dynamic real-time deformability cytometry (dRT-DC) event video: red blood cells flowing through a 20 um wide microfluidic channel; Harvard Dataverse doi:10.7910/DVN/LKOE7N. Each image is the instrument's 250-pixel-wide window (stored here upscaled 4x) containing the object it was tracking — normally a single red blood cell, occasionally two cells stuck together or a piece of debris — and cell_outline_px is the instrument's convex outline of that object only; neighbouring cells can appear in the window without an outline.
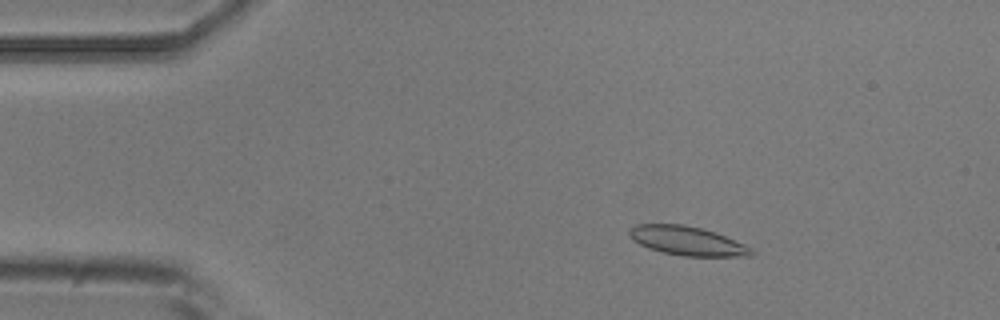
{"species": "common noctule bat (a hibernating species)", "species_latin": "Nyctalus noctula", "temperature_condition": "room temperature", "stored_images_in_passage": 4, "camera_frame_rate_fps": 3000, "um_per_image_px": 0.085, "animal": {"sex": "male", "body_mass_g": 20.5, "forearm_length_mm": 52.5}, "frame": {"image": 1, "passage_image": 2, "time_ms": 1.0, "image_size_px": [1000, 320], "cell_outline_px": [[756, 252], [752, 256], [684, 256], [660, 252], [648, 248], [632, 240], [628, 232], [636, 224], [684, 224], [716, 232], [744, 244], [752, 248]], "centroid_in_image_um": [58.43, 20.48], "position_along_channel_um": 26.6, "area_um2": 20.69}}